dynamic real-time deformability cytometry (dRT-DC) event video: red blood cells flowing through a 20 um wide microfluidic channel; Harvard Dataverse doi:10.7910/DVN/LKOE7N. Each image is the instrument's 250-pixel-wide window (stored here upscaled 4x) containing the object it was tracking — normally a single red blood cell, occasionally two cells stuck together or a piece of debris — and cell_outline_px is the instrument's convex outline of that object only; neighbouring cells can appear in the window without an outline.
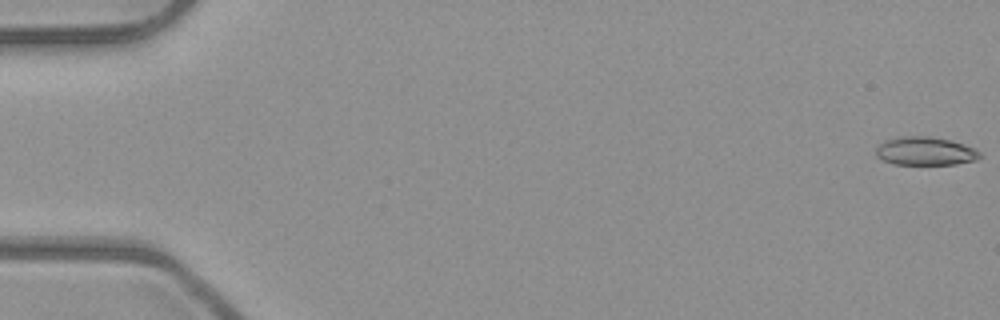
{"species": "common noctule bat (a hibernating species)", "species_latin": "Nyctalus noctula", "temperature_condition": "room temperature", "stored_images_in_passage": 51, "camera_frame_rate_fps": 3000, "um_per_image_px": 0.085, "animal": {"sex": "male", "body_mass_g": 23.1, "forearm_length_mm": 52.7}, "frame": {"image": 1, "passage_image": 1, "time_ms": 0.0, "image_size_px": [1000, 320], "cell_outline_px": [[984, 156], [976, 160], [956, 164], [892, 164], [876, 156], [876, 144], [884, 140], [900, 136], [928, 136], [948, 140], [964, 144], [976, 148]], "centroid_in_image_um": [78.64, 12.84], "position_along_channel_um": 6.4, "area_um2": 17.4}}
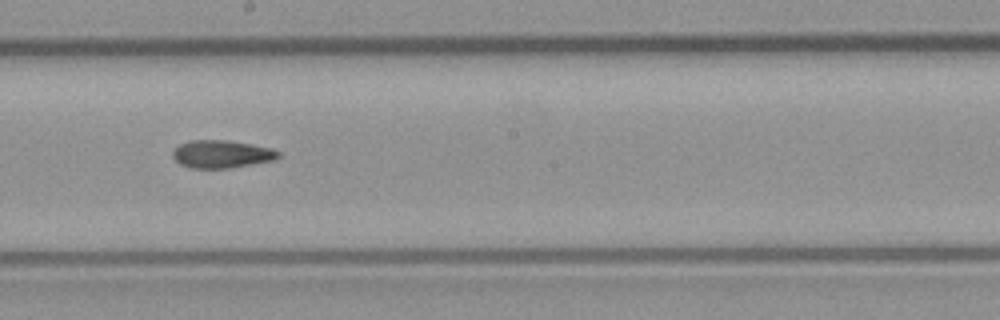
{"frame": {"image": 2, "passage_image": 30, "time_ms": 9.667, "image_size_px": [1000, 320], "cell_outline_px": [[280, 156], [272, 160], [252, 164], [228, 168], [188, 168], [180, 164], [172, 156], [172, 152], [180, 144], [192, 140], [224, 140], [252, 144], [272, 148], [280, 152]], "centroid_in_image_um": [18.83, 13.1], "position_along_channel_um": 229.4, "area_um2": 16.99}}
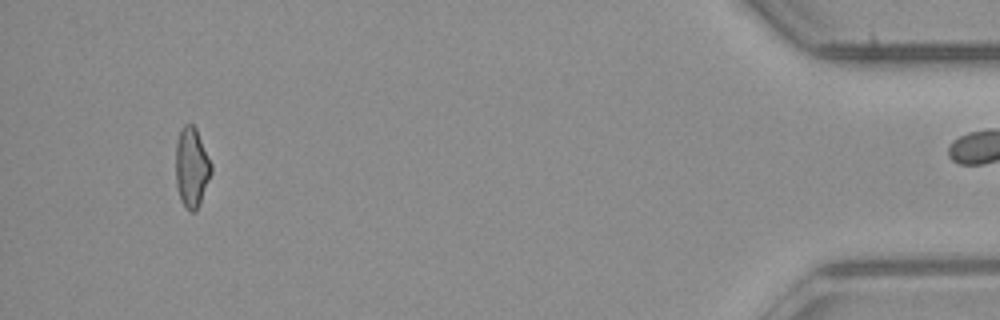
{"frame": {"image": 3, "passage_image": 50, "time_ms": 16.333, "image_size_px": [1000, 320], "cell_outline_px": [[212, 172], [200, 204], [196, 212], [192, 212], [184, 208], [180, 200], [176, 188], [176, 144], [180, 132], [184, 124], [192, 124], [196, 128], [212, 164]], "centroid_in_image_um": [16.29, 14.28], "position_along_channel_um": 418.9, "area_um2": 16.7}}